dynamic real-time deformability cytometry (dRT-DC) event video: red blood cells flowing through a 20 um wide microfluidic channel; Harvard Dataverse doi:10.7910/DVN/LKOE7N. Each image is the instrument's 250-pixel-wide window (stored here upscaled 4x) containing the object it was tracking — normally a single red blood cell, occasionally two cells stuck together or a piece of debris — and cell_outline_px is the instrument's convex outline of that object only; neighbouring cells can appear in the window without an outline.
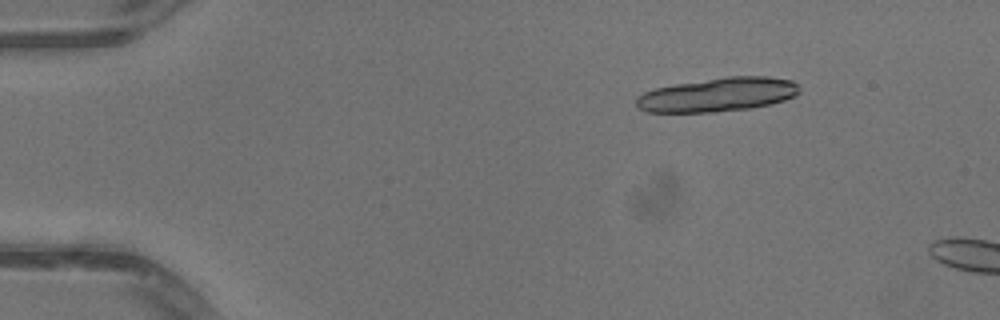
{"species": "common noctule bat (a hibernating species)", "species_latin": "Nyctalus noctula", "temperature_condition": "warm", "stored_images_in_passage": 17, "camera_frame_rate_fps": 3000, "um_per_image_px": 0.085, "animal": {"sex": "male", "body_mass_g": 13.3}, "frame": {"image": 1, "passage_image": 8, "time_ms": 2.333, "image_size_px": [1000, 320], "cell_outline_px": [[800, 92], [796, 96], [784, 100], [752, 108], [716, 112], [648, 112], [636, 108], [636, 96], [644, 92], [656, 88], [676, 84], [728, 76], [768, 76], [792, 80], [800, 88]], "centroid_in_image_um": [61.01, 8.05], "position_along_channel_um": 24.0, "area_um2": 32.37}}